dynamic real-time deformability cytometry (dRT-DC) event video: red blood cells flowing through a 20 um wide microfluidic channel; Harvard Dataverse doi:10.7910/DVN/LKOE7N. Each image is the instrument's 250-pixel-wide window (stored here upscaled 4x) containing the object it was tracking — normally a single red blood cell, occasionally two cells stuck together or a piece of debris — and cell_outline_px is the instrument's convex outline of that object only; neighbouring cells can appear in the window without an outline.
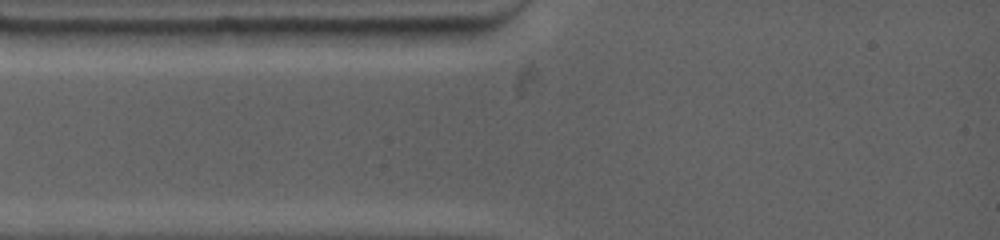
{"species": "common noctule bat (a hibernating species)", "species_latin": "Nyctalus noctula", "temperature_condition": "warm", "stored_images_in_passage": 2, "camera_frame_rate_fps": 4500, "um_per_image_px": 0.085, "animal": {"sex": "female", "body_mass_g": 19.0, "forearm_length_mm": 53.3}, "frame": {"image": 1, "passage_image": 1, "time_ms": 0.0, "image_size_px": [1000, 240], "cell_outline_px": [[472, 36], [460, 44], [376, 48], [340, 28], [472, 28]], "centroid_in_image_um": [34.9, 3.1], "position_along_channel_um": 50.1, "area_um2": 14.57}}